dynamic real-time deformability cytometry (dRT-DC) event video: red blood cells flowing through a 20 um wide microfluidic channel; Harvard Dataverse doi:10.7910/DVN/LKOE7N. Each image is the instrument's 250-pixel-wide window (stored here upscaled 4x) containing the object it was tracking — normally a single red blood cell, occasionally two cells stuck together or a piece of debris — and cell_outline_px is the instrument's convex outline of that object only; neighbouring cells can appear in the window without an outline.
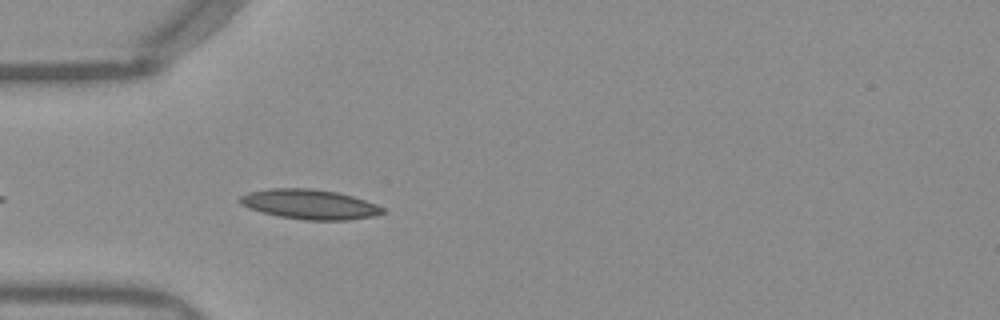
{"species": "Egyptian fruit bat (a non-hibernating species)", "species_latin": "Rousettus aegyptiacus", "temperature_condition": "warm", "stored_images_in_passage": 12, "camera_frame_rate_fps": 3000, "um_per_image_px": 0.085, "frame": {"image": 1, "passage_image": 3, "time_ms": 0.667, "image_size_px": [1000, 320], "cell_outline_px": [[388, 212], [372, 216], [348, 220], [304, 220], [276, 216], [240, 204], [236, 200], [240, 196], [248, 192], [268, 188], [312, 188], [336, 192], [352, 196], [376, 204], [384, 208]], "centroid_in_image_um": [26.31, 17.36], "position_along_channel_um": 58.7, "area_um2": 24.85}}
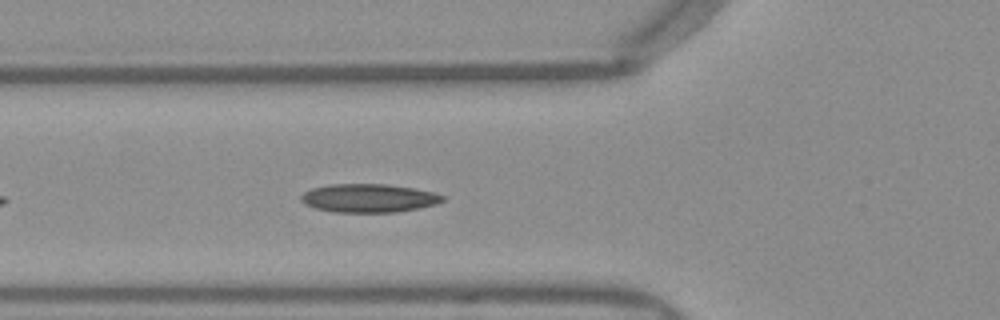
{"frame": {"image": 2, "passage_image": 6, "time_ms": 1.667, "image_size_px": [1000, 320], "cell_outline_px": [[444, 200], [436, 204], [396, 212], [332, 212], [316, 208], [304, 204], [300, 200], [300, 196], [304, 192], [312, 188], [328, 184], [384, 184], [412, 188], [436, 192], [444, 196]], "centroid_in_image_um": [31.31, 16.84], "position_along_channel_um": 94.5, "area_um2": 23.47}}
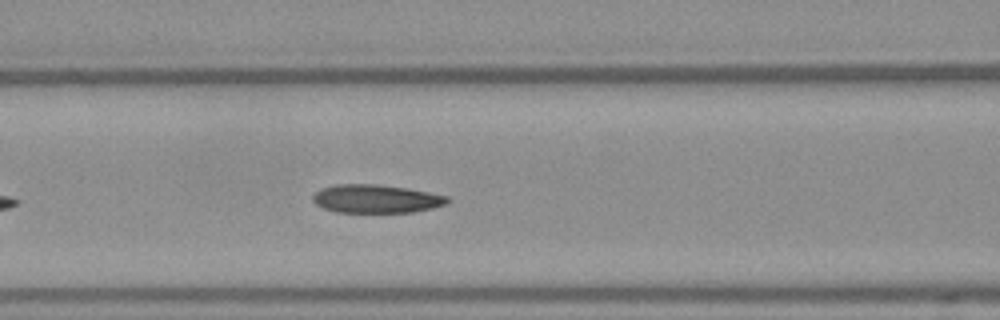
{"frame": {"image": 3, "passage_image": 9, "time_ms": 2.667, "image_size_px": [1000, 320], "cell_outline_px": [[448, 204], [432, 208], [412, 212], [336, 212], [324, 208], [316, 204], [312, 200], [312, 196], [320, 188], [336, 184], [376, 184], [404, 188], [428, 192], [448, 196]], "centroid_in_image_um": [31.94, 16.9], "position_along_channel_um": 134.7, "area_um2": 22.14}}